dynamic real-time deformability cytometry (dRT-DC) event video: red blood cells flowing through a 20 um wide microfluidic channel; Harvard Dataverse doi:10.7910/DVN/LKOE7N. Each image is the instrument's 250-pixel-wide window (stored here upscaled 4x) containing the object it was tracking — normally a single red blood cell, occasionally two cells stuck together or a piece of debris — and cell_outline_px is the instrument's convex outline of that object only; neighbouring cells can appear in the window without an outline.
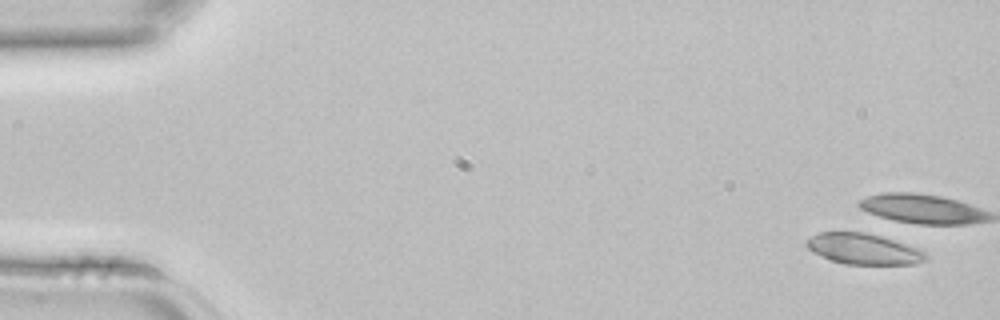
{"species": "common noctule bat (a hibernating species)", "species_latin": "Nyctalus noctula", "temperature_condition": "room temperature", "stored_images_in_passage": 4, "camera_frame_rate_fps": 3000, "um_per_image_px": 0.085, "animal": {"sex": "female", "body_mass_g": 22.7, "forearm_length_mm": 54.2}, "frame": {"image": 1, "passage_image": 1, "time_ms": 0.0, "image_size_px": [1000, 320], "cell_outline_px": [[928, 256], [924, 260], [912, 264], [844, 264], [832, 260], [808, 248], [804, 244], [812, 236], [820, 232], [864, 232], [880, 236], [920, 248]], "centroid_in_image_um": [73.43, 21.15], "position_along_channel_um": 11.6, "area_um2": 21.04}}